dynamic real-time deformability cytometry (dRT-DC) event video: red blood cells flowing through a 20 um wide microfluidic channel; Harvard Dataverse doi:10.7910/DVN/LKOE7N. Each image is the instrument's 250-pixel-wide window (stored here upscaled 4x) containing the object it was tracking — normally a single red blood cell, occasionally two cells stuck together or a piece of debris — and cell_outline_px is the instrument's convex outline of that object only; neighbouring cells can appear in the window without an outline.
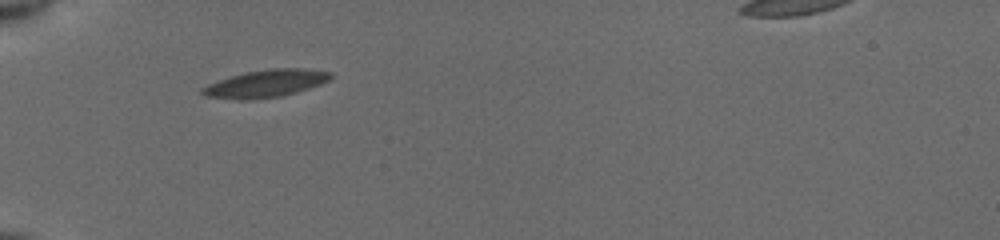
{"species": "common noctule bat (a hibernating species)", "species_latin": "Nyctalus noctula", "temperature_condition": "cold", "stored_images_in_passage": 37, "camera_frame_rate_fps": 3000, "um_per_image_px": 0.085, "animal": {"sex": "female", "body_mass_g": 19.5, "forearm_length_mm": 54.1}, "frame": {"image": 1, "passage_image": 1, "time_ms": 0.0, "image_size_px": [1000, 240], "cell_outline_px": [[332, 76], [328, 80], [320, 84], [296, 92], [280, 96], [236, 100], [204, 96], [200, 92], [200, 88], [208, 84], [244, 72], [272, 68], [300, 68], [332, 72]], "centroid_in_image_um": [22.55, 7.09], "position_along_channel_um": 62.5, "area_um2": 20.29}}
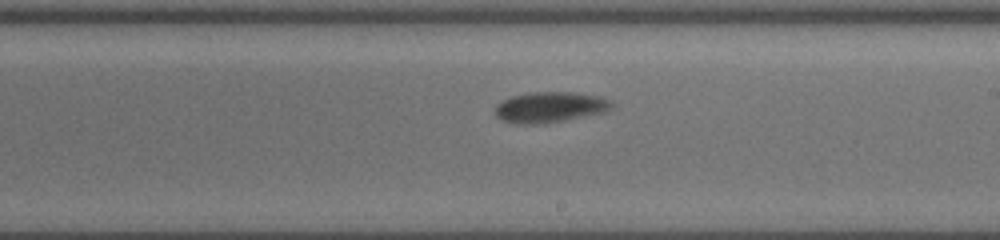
{"frame": {"image": 2, "passage_image": 16, "time_ms": 5.0, "image_size_px": [1000, 240], "cell_outline_px": [[616, 104], [612, 108], [604, 112], [544, 124], [516, 124], [504, 120], [496, 116], [496, 104], [500, 100], [512, 96], [532, 92], [572, 92], [596, 96], [612, 100]], "centroid_in_image_um": [46.75, 9.11], "position_along_channel_um": 242.3, "area_um2": 20.87}}
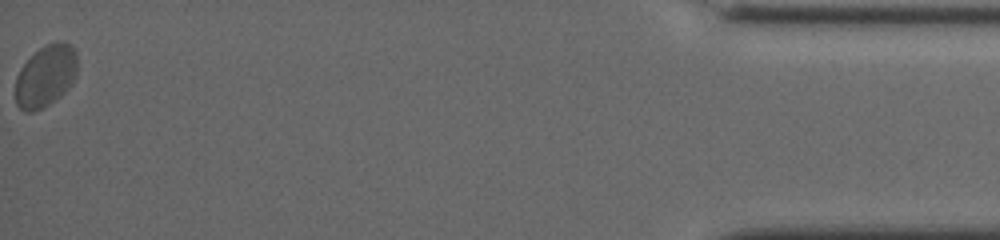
{"frame": {"image": 3, "passage_image": 37, "time_ms": 12.0, "image_size_px": [1000, 240], "cell_outline_px": [[76, 72], [68, 88], [56, 100], [32, 112], [24, 112], [16, 104], [16, 76], [20, 68], [44, 44], [60, 40], [64, 40], [72, 44], [76, 52]], "centroid_in_image_um": [3.88, 6.43], "position_along_channel_um": 431.3, "area_um2": 22.25}, "authors_computed_cell_mechanics": {"area_um2": 20.7502, "velocity_mm_per_s": 3.8264, "shape_relaxation_time_tau1_ms": 1.5212, "shape_relaxation_time_tau2_ms": 2.1995, "deformation_change_tau1": 0.0912, "deformation_change_tau2": 0.0184}}